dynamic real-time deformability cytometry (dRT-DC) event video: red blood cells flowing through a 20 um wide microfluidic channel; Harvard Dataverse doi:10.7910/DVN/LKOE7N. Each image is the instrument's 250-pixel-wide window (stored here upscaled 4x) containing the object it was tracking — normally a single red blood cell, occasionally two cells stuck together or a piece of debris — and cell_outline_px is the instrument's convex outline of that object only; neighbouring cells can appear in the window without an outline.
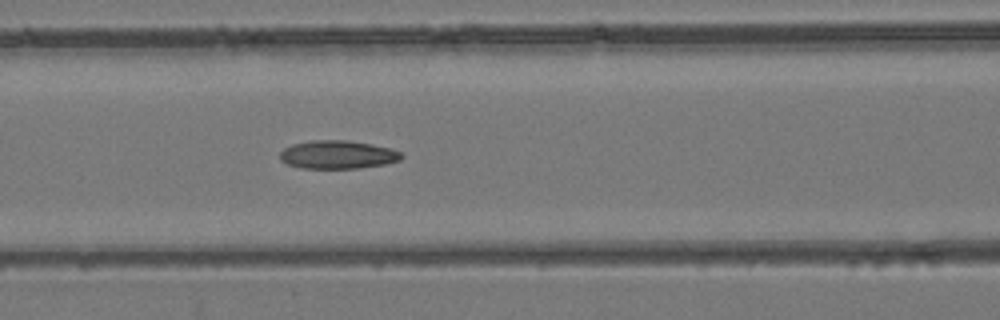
{"species": "common noctule bat (a hibernating species)", "species_latin": "Nyctalus noctula", "temperature_condition": "room temperature", "stored_images_in_passage": 34, "camera_frame_rate_fps": 3000, "um_per_image_px": 0.085, "animal": {"sex": "female", "body_mass_g": 24.6, "forearm_length_mm": 56.2}, "frame": {"image": 1, "passage_image": 10, "time_ms": 3.0, "image_size_px": [1000, 320], "cell_outline_px": [[404, 156], [400, 160], [384, 164], [356, 168], [300, 168], [288, 164], [280, 160], [280, 152], [284, 148], [292, 144], [312, 140], [348, 140], [372, 144], [392, 148], [400, 152]], "centroid_in_image_um": [28.7, 13.13], "position_along_channel_um": 137.9, "area_um2": 20.06}}
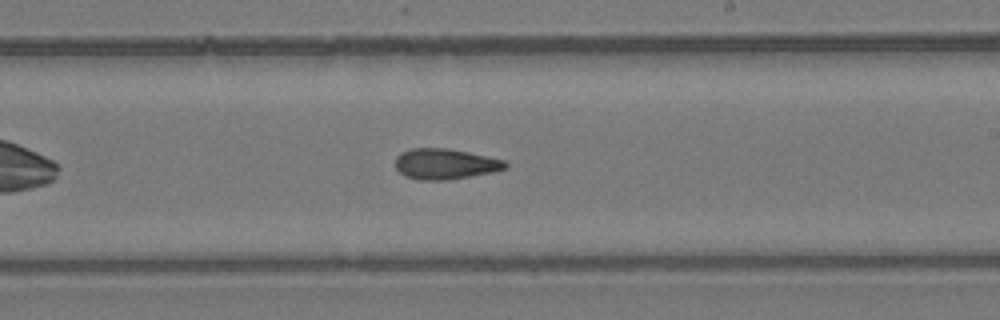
{"frame": {"image": 2, "passage_image": 18, "time_ms": 5.667, "image_size_px": [1000, 320], "cell_outline_px": [[508, 164], [504, 168], [492, 172], [444, 180], [420, 180], [404, 176], [396, 168], [396, 156], [400, 152], [412, 148], [448, 148], [468, 152], [504, 160]], "centroid_in_image_um": [37.79, 13.92], "position_along_channel_um": 251.2, "area_um2": 19.42}}
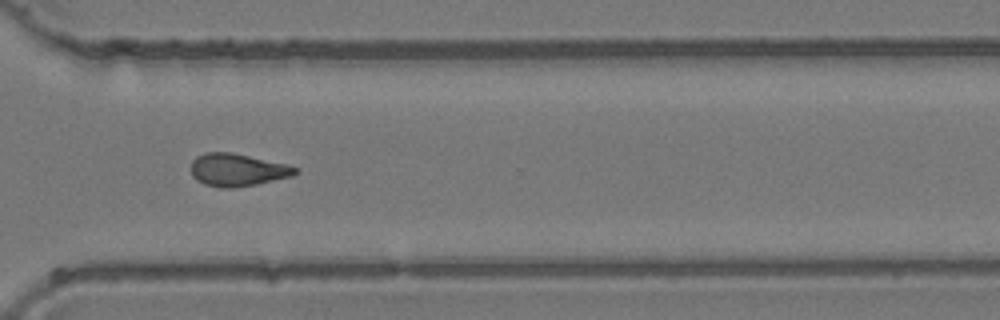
{"frame": {"image": 3, "passage_image": 25, "time_ms": 8.0, "image_size_px": [1000, 320], "cell_outline_px": [[300, 172], [292, 176], [256, 184], [232, 188], [220, 188], [204, 184], [196, 180], [192, 176], [192, 160], [196, 156], [204, 152], [232, 152], [288, 164], [296, 168]], "centroid_in_image_um": [20.17, 14.43], "position_along_channel_um": 350.4, "area_um2": 19.94}}